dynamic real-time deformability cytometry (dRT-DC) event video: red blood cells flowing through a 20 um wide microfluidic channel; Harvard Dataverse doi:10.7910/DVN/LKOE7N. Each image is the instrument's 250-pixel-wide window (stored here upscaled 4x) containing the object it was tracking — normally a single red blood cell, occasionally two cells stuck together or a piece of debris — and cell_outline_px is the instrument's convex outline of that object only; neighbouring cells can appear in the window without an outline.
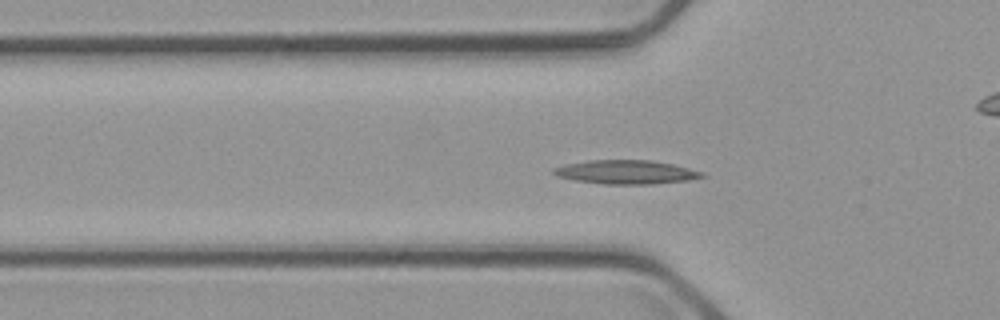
{"species": "common noctule bat (a hibernating species)", "species_latin": "Nyctalus noctula", "temperature_condition": "cold", "stored_images_in_passage": 58, "camera_frame_rate_fps": 3000, "um_per_image_px": 0.085, "animal": {"sex": "male", "body_mass_g": 23.1, "forearm_length_mm": 52.7}, "frame": {"image": 1, "passage_image": 19, "time_ms": 6.0, "image_size_px": [1000, 320], "cell_outline_px": [[708, 176], [688, 180], [652, 184], [604, 184], [576, 180], [556, 176], [552, 172], [552, 168], [564, 164], [588, 160], [652, 160], [672, 164], [704, 172]], "centroid_in_image_um": [53.21, 14.62], "position_along_channel_um": 72.6, "area_um2": 20.69}}
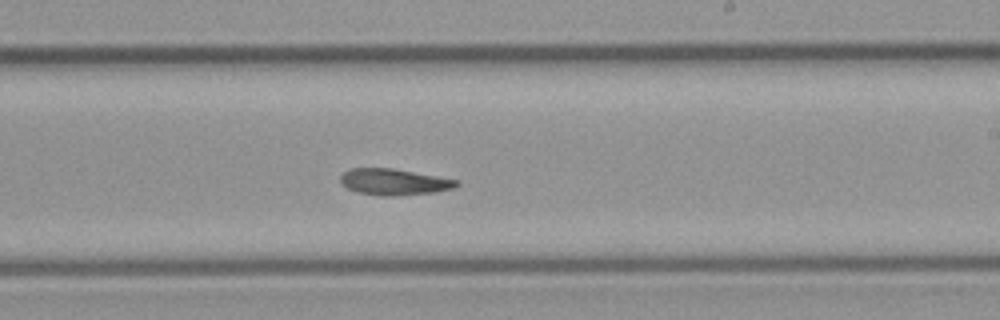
{"frame": {"image": 2, "passage_image": 34, "time_ms": 11.0, "image_size_px": [1000, 320], "cell_outline_px": [[460, 184], [452, 188], [436, 192], [396, 196], [380, 196], [360, 192], [348, 188], [340, 180], [340, 176], [348, 168], [392, 168], [460, 180]], "centroid_in_image_um": [33.52, 15.46], "position_along_channel_um": 255.5, "area_um2": 17.74}}
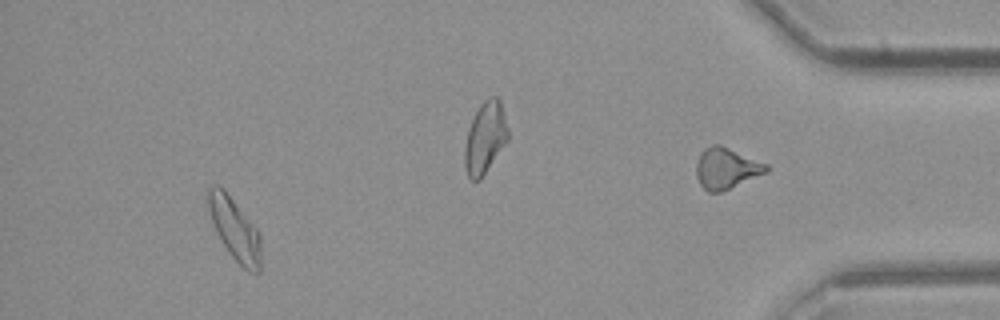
{"frame": {"image": 3, "passage_image": 53, "time_ms": 17.333, "image_size_px": [1000, 320], "cell_outline_px": [[260, 272], [248, 272], [228, 252], [216, 232], [212, 224], [208, 208], [208, 184], [216, 184], [224, 188], [256, 228], [260, 236]], "centroid_in_image_um": [19.92, 19.44], "position_along_channel_um": 415.3, "area_um2": 19.07}}